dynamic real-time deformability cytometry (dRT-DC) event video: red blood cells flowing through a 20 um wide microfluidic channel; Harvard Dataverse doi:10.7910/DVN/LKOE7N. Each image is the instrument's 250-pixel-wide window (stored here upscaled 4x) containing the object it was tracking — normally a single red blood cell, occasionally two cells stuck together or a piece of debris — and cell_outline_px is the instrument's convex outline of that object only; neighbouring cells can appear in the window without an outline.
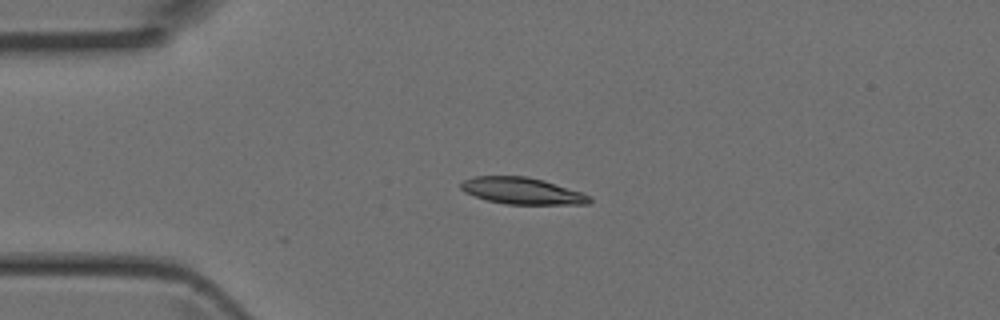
{"species": "Egyptian fruit bat (a non-hibernating species)", "species_latin": "Rousettus aegyptiacus", "temperature_condition": "room temperature", "stored_images_in_passage": 6, "camera_frame_rate_fps": 3000, "um_per_image_px": 0.085, "animal": {"sex": "female"}, "frame": {"image": 1, "passage_image": 4, "time_ms": 1.0, "image_size_px": [1000, 320], "cell_outline_px": [[592, 204], [504, 204], [488, 200], [464, 192], [460, 188], [460, 184], [464, 180], [476, 176], [524, 176], [544, 180], [580, 192], [588, 196], [592, 200]], "centroid_in_image_um": [44.36, 16.23], "position_along_channel_um": 40.6, "area_um2": 19.77}}
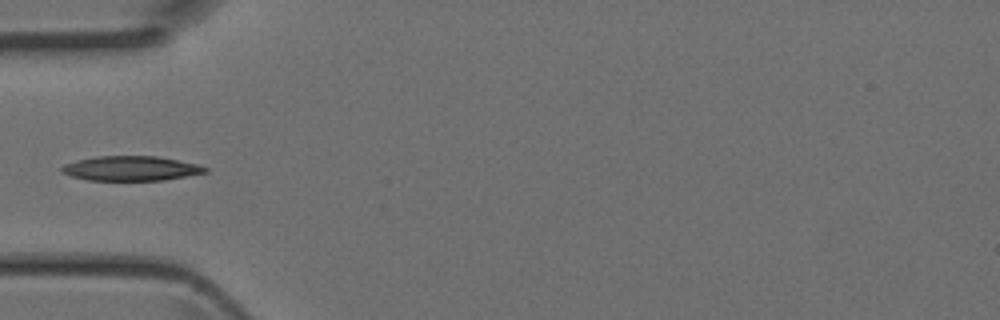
{"frame": {"image": 2, "passage_image": 5, "time_ms": 1.333, "image_size_px": [1000, 320], "cell_outline_px": [[208, 172], [164, 180], [88, 180], [72, 176], [60, 172], [60, 168], [64, 164], [76, 160], [96, 156], [156, 156], [196, 164], [208, 168]], "centroid_in_image_um": [11.09, 14.31], "position_along_channel_um": 73.9, "area_um2": 20.52}}
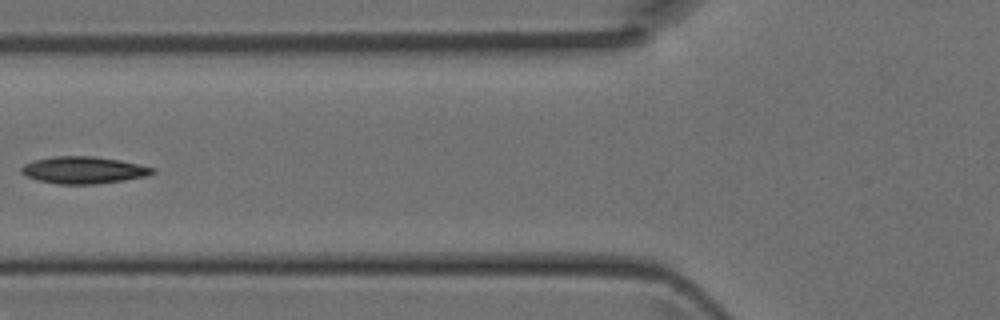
{"frame": {"image": 3, "passage_image": 6, "time_ms": 1.667, "image_size_px": [1000, 320], "cell_outline_px": [[156, 172], [144, 176], [124, 180], [96, 184], [60, 184], [36, 180], [24, 176], [20, 172], [20, 168], [24, 164], [32, 160], [52, 156], [92, 156], [120, 160], [156, 168]], "centroid_in_image_um": [7.05, 14.45], "position_along_channel_um": 118.8, "area_um2": 20.81}}